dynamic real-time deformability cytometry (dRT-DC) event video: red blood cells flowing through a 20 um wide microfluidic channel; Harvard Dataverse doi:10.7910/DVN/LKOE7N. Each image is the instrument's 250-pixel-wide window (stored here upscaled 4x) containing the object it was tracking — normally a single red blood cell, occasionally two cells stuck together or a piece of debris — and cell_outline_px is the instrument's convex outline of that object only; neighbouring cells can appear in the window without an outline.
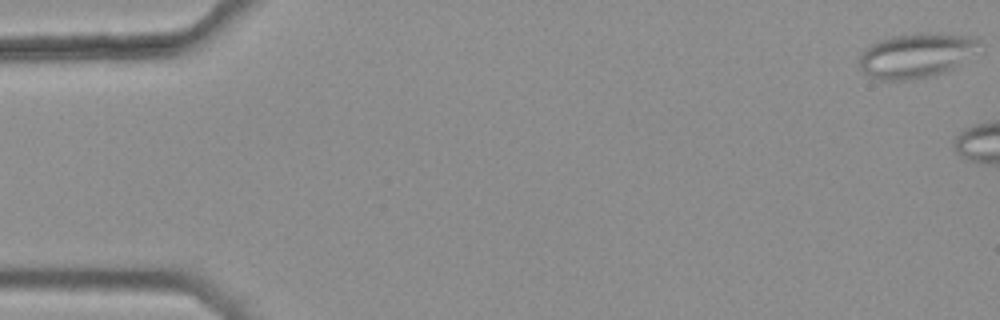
{"species": "common noctule bat (a hibernating species)", "species_latin": "Nyctalus noctula", "temperature_condition": "warm", "stored_images_in_passage": 6, "camera_frame_rate_fps": 3000, "um_per_image_px": 0.085, "animal": {"sex": "female", "body_mass_g": 25.1}, "frame": {"image": 1, "passage_image": 1, "time_ms": 0.0, "image_size_px": [1000, 320], "cell_outline_px": [[980, 40], [960, 64], [936, 76], [912, 80], [876, 80], [868, 76], [860, 68], [860, 52], [868, 44], [892, 36], [916, 32], [936, 32], [980, 36]], "centroid_in_image_um": [77.82, 4.69], "position_along_channel_um": 7.2, "area_um2": 31.62}}